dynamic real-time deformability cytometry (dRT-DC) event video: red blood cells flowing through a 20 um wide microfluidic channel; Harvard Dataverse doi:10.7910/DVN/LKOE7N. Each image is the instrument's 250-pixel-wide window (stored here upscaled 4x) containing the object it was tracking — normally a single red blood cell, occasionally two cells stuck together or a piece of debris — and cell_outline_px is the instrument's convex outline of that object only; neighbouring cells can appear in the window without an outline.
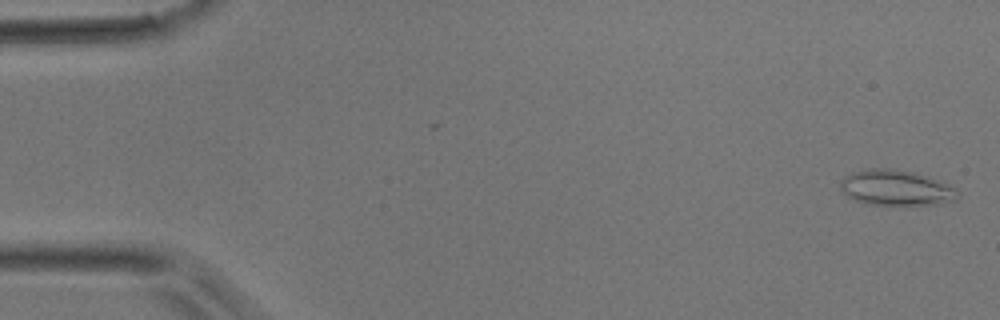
{"species": "common noctule bat (a hibernating species)", "species_latin": "Nyctalus noctula", "temperature_condition": "room temperature", "stored_images_in_passage": 44, "camera_frame_rate_fps": 3000, "um_per_image_px": 0.085, "animal": {"sex": "male", "body_mass_g": 17.9}, "frame": {"image": 1, "passage_image": 1, "time_ms": 0.0, "image_size_px": [1000, 320], "cell_outline_px": [[960, 196], [956, 200], [936, 204], [872, 204], [856, 200], [840, 192], [840, 180], [844, 176], [852, 172], [864, 168], [888, 168], [912, 172], [944, 180], [956, 188], [960, 192]], "centroid_in_image_um": [76.19, 15.94], "position_along_channel_um": 8.8, "area_um2": 24.57}}
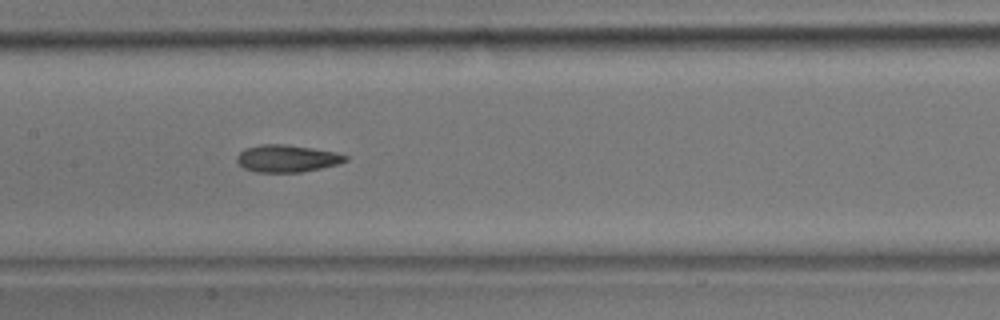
{"frame": {"image": 2, "passage_image": 21, "time_ms": 6.667, "image_size_px": [1000, 320], "cell_outline_px": [[348, 160], [340, 164], [300, 172], [256, 172], [244, 168], [236, 160], [236, 156], [244, 148], [260, 144], [284, 144], [312, 148], [336, 152], [348, 156]], "centroid_in_image_um": [24.39, 13.46], "position_along_channel_um": 183.0, "area_um2": 17.28}}
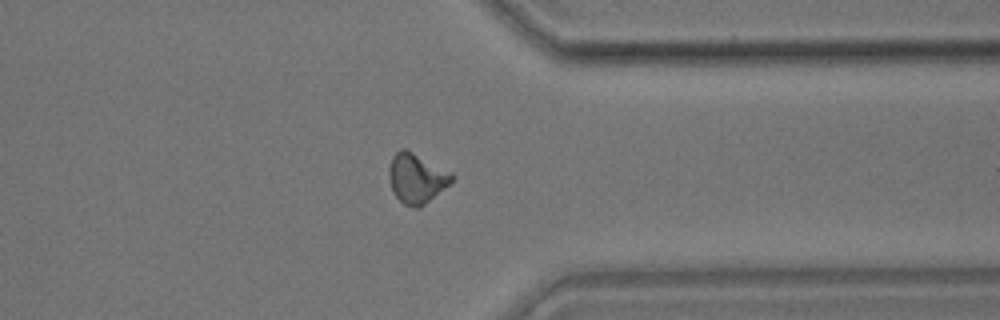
{"frame": {"image": 3, "passage_image": 34, "time_ms": 11.0, "image_size_px": [1000, 320], "cell_outline_px": [[456, 176], [448, 184], [420, 208], [416, 208], [404, 204], [392, 192], [388, 176], [388, 168], [392, 156], [400, 148], [408, 148], [452, 172]], "centroid_in_image_um": [35.38, 15.11], "position_along_channel_um": 376.0, "area_um2": 18.5}}